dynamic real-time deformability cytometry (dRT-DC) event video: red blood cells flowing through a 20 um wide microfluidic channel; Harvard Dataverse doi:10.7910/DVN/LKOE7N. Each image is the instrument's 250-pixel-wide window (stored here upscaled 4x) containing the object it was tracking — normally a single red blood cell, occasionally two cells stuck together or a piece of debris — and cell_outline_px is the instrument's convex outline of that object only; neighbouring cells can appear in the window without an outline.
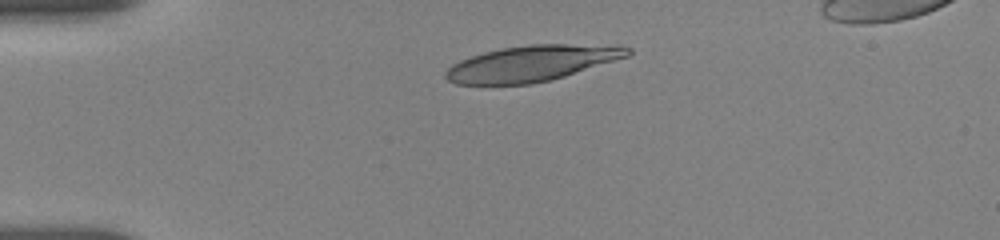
{"species": "human", "species_latin": "Homo sapiens", "temperature_condition": "room temperature", "stored_images_in_passage": 43, "camera_frame_rate_fps": 3000, "um_per_image_px": 0.085, "donor": {"sex": "female"}, "frame": {"image": 1, "passage_image": 1, "time_ms": 0.0, "image_size_px": [1000, 240], "cell_outline_px": [[632, 52], [628, 56], [564, 76], [548, 80], [528, 84], [456, 84], [448, 80], [444, 76], [444, 72], [452, 64], [460, 60], [484, 52], [500, 48], [532, 44], [620, 44], [632, 48]], "centroid_in_image_um": [45.24, 5.36], "position_along_channel_um": 39.8, "area_um2": 38.03}}
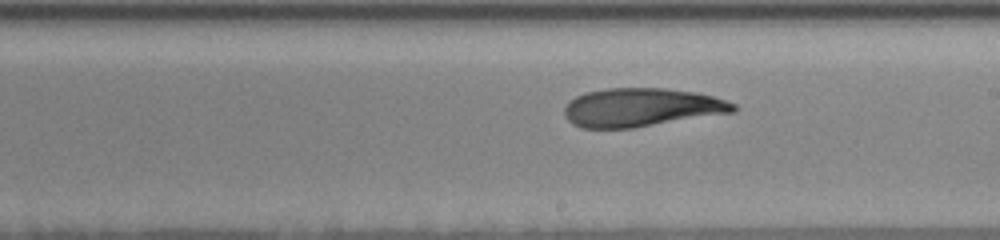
{"frame": {"image": 2, "passage_image": 20, "time_ms": 6.333, "image_size_px": [1000, 240], "cell_outline_px": [[736, 112], [632, 128], [580, 128], [572, 124], [568, 120], [564, 112], [564, 108], [576, 96], [584, 92], [608, 88], [664, 88], [696, 92], [712, 96], [736, 104]], "centroid_in_image_um": [54.52, 9.13], "position_along_channel_um": 234.5, "area_um2": 37.92}}
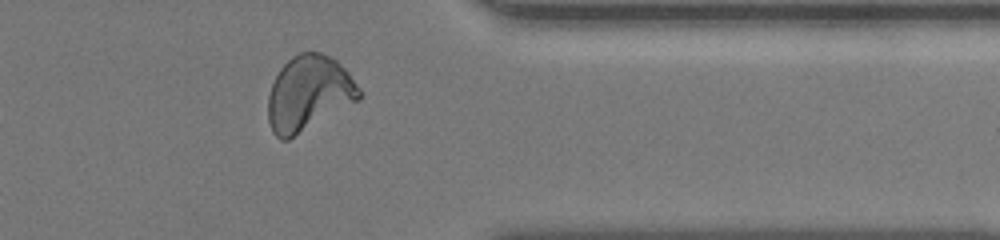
{"frame": {"image": 3, "passage_image": 33, "time_ms": 10.667, "image_size_px": [1000, 240], "cell_outline_px": [[360, 100], [288, 140], [280, 140], [272, 132], [268, 120], [268, 96], [272, 84], [280, 68], [292, 56], [300, 52], [320, 52], [332, 56], [348, 72], [360, 88]], "centroid_in_image_um": [26.24, 7.94], "position_along_channel_um": 385.2, "area_um2": 40.0}}